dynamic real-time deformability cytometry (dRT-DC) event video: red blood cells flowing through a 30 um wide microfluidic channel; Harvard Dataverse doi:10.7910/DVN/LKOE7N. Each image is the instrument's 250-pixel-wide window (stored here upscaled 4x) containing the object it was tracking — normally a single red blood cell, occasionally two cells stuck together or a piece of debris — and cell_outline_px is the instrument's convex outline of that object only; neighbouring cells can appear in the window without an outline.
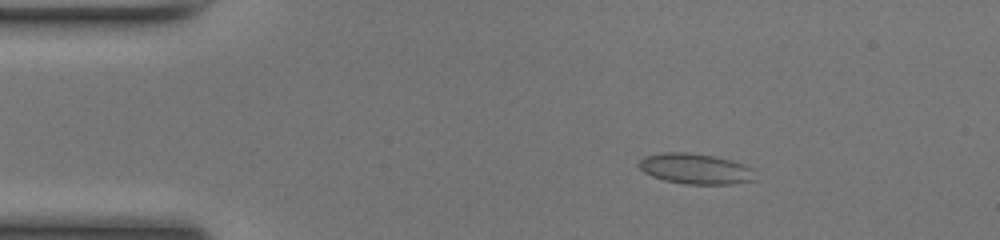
{"species": "common noctule bat (a hibernating species)", "species_latin": "Nyctalus noctula", "temperature_condition": "room temperature", "stored_images_in_passage": 50, "camera_frame_rate_fps": 3000, "um_per_image_px": 0.085, "animal": {"sex": "female", "body_mass_g": 17.0, "forearm_length_mm": 48.0}, "frame": {"image": 1, "passage_image": 8, "time_ms": 2.333, "image_size_px": [1000, 240], "cell_outline_px": [[756, 180], [732, 184], [684, 184], [664, 180], [652, 176], [644, 172], [636, 164], [644, 156], [664, 152], [688, 152], [712, 156], [732, 160], [744, 164], [752, 168]], "centroid_in_image_um": [59.1, 14.35], "position_along_channel_um": 25.9, "area_um2": 20.81}}
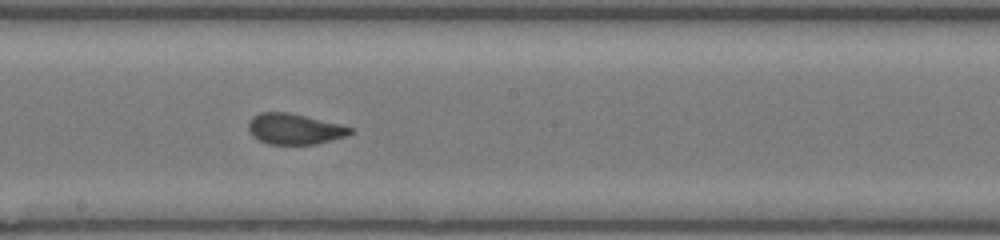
{"frame": {"image": 2, "passage_image": 27, "time_ms": 8.667, "image_size_px": [1000, 240], "cell_outline_px": [[352, 132], [348, 136], [316, 144], [268, 144], [252, 136], [248, 132], [248, 120], [252, 116], [260, 112], [288, 112], [340, 124], [352, 128]], "centroid_in_image_um": [25.0, 10.96], "position_along_channel_um": 223.2, "area_um2": 18.32}}
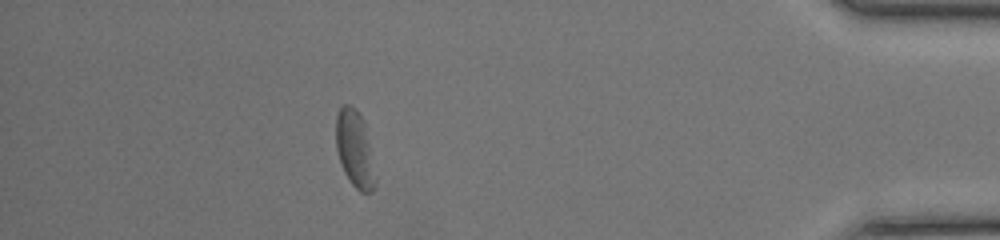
{"frame": {"image": 3, "passage_image": 44, "time_ms": 14.333, "image_size_px": [1000, 240], "cell_outline_px": [[376, 184], [372, 192], [360, 192], [348, 180], [340, 164], [336, 148], [336, 116], [340, 108], [344, 104], [348, 104], [356, 108], [364, 120], [376, 176]], "centroid_in_image_um": [30.15, 12.68], "position_along_channel_um": 405.0, "area_um2": 17.8}, "authors_computed_cell_mechanics": {"area_um2": 18.6694, "velocity_mm_per_s": 4.1399, "shape_relaxation_time_tau1_ms": 6.2722, "shape_relaxation_time_tau2_ms": 0.9194, "deformation_change_tau1": 0.176, "deformation_change_tau2": 0.0688}}